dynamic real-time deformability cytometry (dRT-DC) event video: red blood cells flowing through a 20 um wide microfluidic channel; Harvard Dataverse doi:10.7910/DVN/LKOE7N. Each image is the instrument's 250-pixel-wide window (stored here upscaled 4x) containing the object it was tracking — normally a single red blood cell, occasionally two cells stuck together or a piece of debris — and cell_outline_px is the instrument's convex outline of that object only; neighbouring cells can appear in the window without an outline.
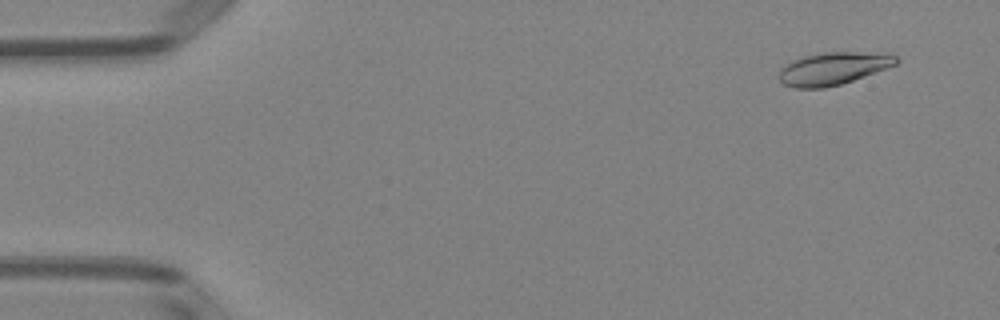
{"species": "Egyptian fruit bat (a non-hibernating species)", "species_latin": "Rousettus aegyptiacus", "temperature_condition": "room temperature", "stored_images_in_passage": 51, "camera_frame_rate_fps": 3000, "um_per_image_px": 0.085, "animal": {"sex": "female"}, "frame": {"image": 1, "passage_image": 4, "time_ms": 1.0, "image_size_px": [1000, 320], "cell_outline_px": [[900, 60], [896, 64], [852, 80], [840, 84], [824, 88], [796, 88], [784, 84], [780, 80], [780, 68], [792, 60], [804, 56], [820, 52], [888, 52], [896, 56]], "centroid_in_image_um": [70.83, 5.8], "position_along_channel_um": 14.2, "area_um2": 22.2}}
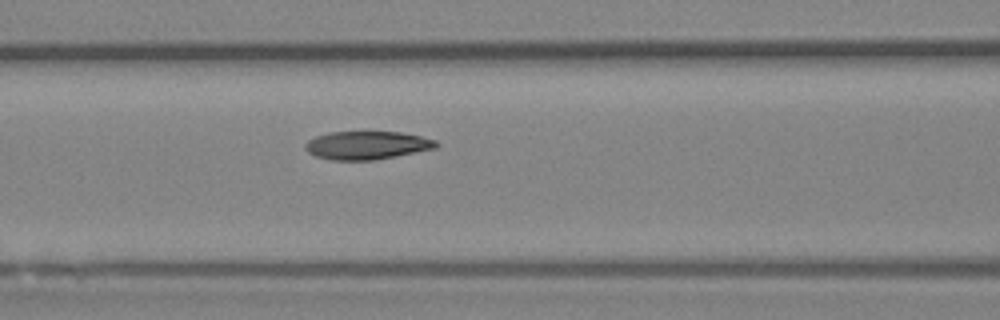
{"frame": {"image": 2, "passage_image": 22, "time_ms": 7.0, "image_size_px": [1000, 320], "cell_outline_px": [[440, 144], [436, 148], [376, 160], [332, 160], [316, 156], [308, 152], [304, 148], [304, 144], [308, 140], [316, 136], [328, 132], [400, 132], [420, 136], [436, 140]], "centroid_in_image_um": [31.18, 12.35], "position_along_channel_um": 135.4, "area_um2": 21.56}}
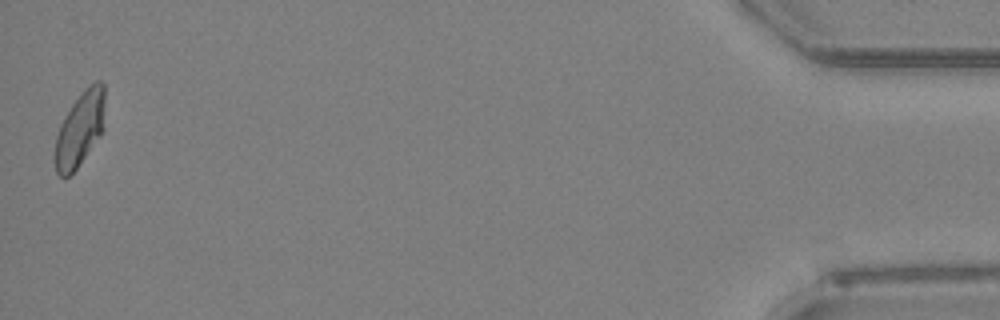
{"frame": {"image": 3, "passage_image": 51, "time_ms": 16.667, "image_size_px": [1000, 320], "cell_outline_px": [[104, 128], [100, 136], [76, 168], [68, 176], [60, 176], [56, 172], [52, 156], [56, 136], [60, 124], [72, 104], [84, 88], [88, 84], [96, 80], [100, 80], [104, 84]], "centroid_in_image_um": [6.77, 10.95], "position_along_channel_um": 428.4, "area_um2": 21.96}, "authors_computed_cell_mechanics": {"area_um2": 21.9062, "velocity_mm_per_s": 3.9753, "shape_relaxation_time_tau1_ms": 5.1179, "shape_relaxation_time_tau2_ms": 1.8718, "deformation_change_tau1": 0.1565, "deformation_change_tau2": 0.067}}